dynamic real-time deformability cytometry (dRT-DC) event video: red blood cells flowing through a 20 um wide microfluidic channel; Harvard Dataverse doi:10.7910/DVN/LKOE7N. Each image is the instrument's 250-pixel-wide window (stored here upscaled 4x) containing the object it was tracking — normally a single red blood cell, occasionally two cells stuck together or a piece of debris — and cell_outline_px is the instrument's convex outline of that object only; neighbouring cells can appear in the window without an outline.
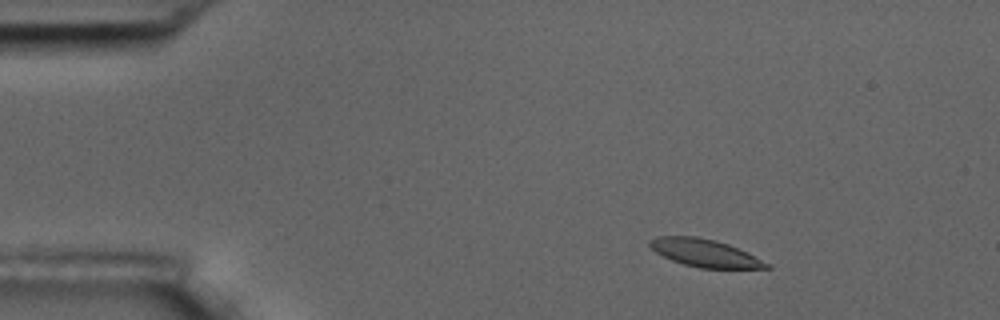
{"species": "common noctule bat (a hibernating species)", "species_latin": "Nyctalus noctula", "temperature_condition": "room temperature", "stored_images_in_passage": 6, "camera_frame_rate_fps": 3000, "um_per_image_px": 0.085, "animal": {"sex": "male", "body_mass_g": 17.5, "forearm_length_mm": 52.3}, "frame": {"image": 1, "passage_image": 2, "time_ms": 1.0, "image_size_px": [1000, 320], "cell_outline_px": [[772, 268], [700, 268], [684, 264], [672, 260], [656, 252], [648, 244], [648, 240], [656, 236], [696, 236], [716, 240], [728, 244], [772, 264]], "centroid_in_image_um": [59.91, 21.5], "position_along_channel_um": 25.1, "area_um2": 18.73}}
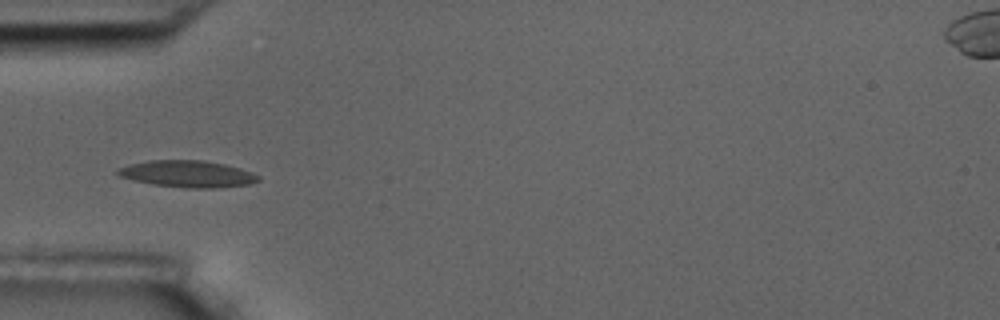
{"frame": {"image": 2, "passage_image": 4, "time_ms": 4.333, "image_size_px": [1000, 320], "cell_outline_px": [[260, 180], [248, 184], [220, 188], [188, 188], [152, 184], [132, 180], [116, 176], [112, 172], [116, 168], [128, 164], [148, 160], [204, 160], [224, 164], [240, 168], [252, 172], [260, 176]], "centroid_in_image_um": [15.86, 14.78], "position_along_channel_um": 69.1, "area_um2": 22.31}}